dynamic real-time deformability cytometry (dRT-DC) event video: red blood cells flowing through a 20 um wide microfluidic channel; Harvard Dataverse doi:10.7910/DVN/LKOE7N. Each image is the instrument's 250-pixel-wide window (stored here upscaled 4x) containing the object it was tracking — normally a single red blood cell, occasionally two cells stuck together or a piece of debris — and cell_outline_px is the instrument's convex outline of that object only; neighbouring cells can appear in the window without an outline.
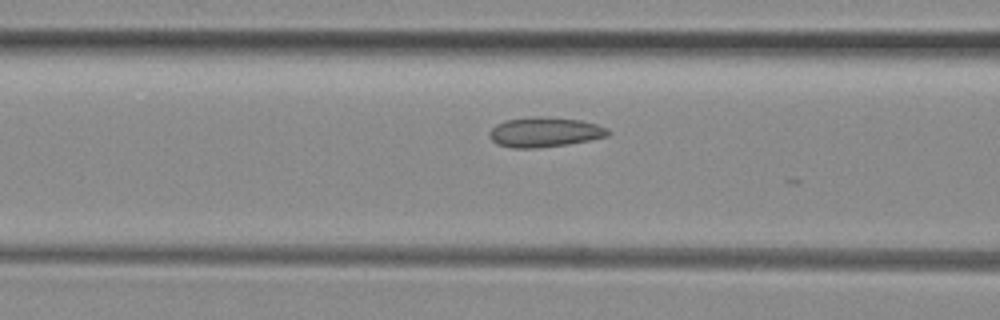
{"species": "common noctule bat (a hibernating species)", "species_latin": "Nyctalus noctula", "temperature_condition": "room temperature", "stored_images_in_passage": 21, "camera_frame_rate_fps": 3000, "um_per_image_px": 0.085, "animal": {"sex": "female", "body_mass_g": 29.2, "forearm_length_mm": 56.3}, "frame": {"image": 1, "passage_image": 20, "time_ms": 6.333, "image_size_px": [1000, 320], "cell_outline_px": [[612, 132], [608, 136], [568, 144], [536, 148], [512, 148], [496, 144], [488, 136], [488, 132], [496, 124], [504, 120], [528, 116], [540, 116], [580, 120], [596, 124], [608, 128]], "centroid_in_image_um": [46.26, 11.22], "position_along_channel_um": 120.3, "area_um2": 20.87}}